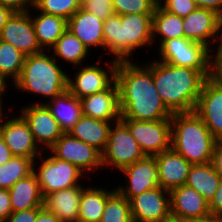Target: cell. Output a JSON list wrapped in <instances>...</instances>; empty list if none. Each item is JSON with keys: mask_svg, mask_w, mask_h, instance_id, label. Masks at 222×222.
I'll return each instance as SVG.
<instances>
[{"mask_svg": "<svg viewBox=\"0 0 222 222\" xmlns=\"http://www.w3.org/2000/svg\"><path fill=\"white\" fill-rule=\"evenodd\" d=\"M115 14H153L158 0H112Z\"/></svg>", "mask_w": 222, "mask_h": 222, "instance_id": "36", "label": "cell"}, {"mask_svg": "<svg viewBox=\"0 0 222 222\" xmlns=\"http://www.w3.org/2000/svg\"><path fill=\"white\" fill-rule=\"evenodd\" d=\"M64 133H69L83 116L80 99L68 90L44 103Z\"/></svg>", "mask_w": 222, "mask_h": 222, "instance_id": "26", "label": "cell"}, {"mask_svg": "<svg viewBox=\"0 0 222 222\" xmlns=\"http://www.w3.org/2000/svg\"><path fill=\"white\" fill-rule=\"evenodd\" d=\"M35 10L37 13L34 16L33 13ZM28 13L31 16L39 46L44 51H50L56 41L67 30V20L60 16L45 14L38 11L35 7H33Z\"/></svg>", "mask_w": 222, "mask_h": 222, "instance_id": "24", "label": "cell"}, {"mask_svg": "<svg viewBox=\"0 0 222 222\" xmlns=\"http://www.w3.org/2000/svg\"><path fill=\"white\" fill-rule=\"evenodd\" d=\"M217 17V12L198 7L183 18L184 37L203 43L212 50L211 44L214 45L216 38Z\"/></svg>", "mask_w": 222, "mask_h": 222, "instance_id": "22", "label": "cell"}, {"mask_svg": "<svg viewBox=\"0 0 222 222\" xmlns=\"http://www.w3.org/2000/svg\"><path fill=\"white\" fill-rule=\"evenodd\" d=\"M12 213L8 190L0 189V222L6 220Z\"/></svg>", "mask_w": 222, "mask_h": 222, "instance_id": "42", "label": "cell"}, {"mask_svg": "<svg viewBox=\"0 0 222 222\" xmlns=\"http://www.w3.org/2000/svg\"><path fill=\"white\" fill-rule=\"evenodd\" d=\"M13 157L12 152L6 146L4 139L0 134V165H3Z\"/></svg>", "mask_w": 222, "mask_h": 222, "instance_id": "47", "label": "cell"}, {"mask_svg": "<svg viewBox=\"0 0 222 222\" xmlns=\"http://www.w3.org/2000/svg\"><path fill=\"white\" fill-rule=\"evenodd\" d=\"M7 116L9 115L3 118L0 125V134L6 146L13 156L35 161L44 151L36 143L28 124L19 114Z\"/></svg>", "mask_w": 222, "mask_h": 222, "instance_id": "13", "label": "cell"}, {"mask_svg": "<svg viewBox=\"0 0 222 222\" xmlns=\"http://www.w3.org/2000/svg\"><path fill=\"white\" fill-rule=\"evenodd\" d=\"M25 57L12 44L0 40V75L11 86L20 76Z\"/></svg>", "mask_w": 222, "mask_h": 222, "instance_id": "32", "label": "cell"}, {"mask_svg": "<svg viewBox=\"0 0 222 222\" xmlns=\"http://www.w3.org/2000/svg\"><path fill=\"white\" fill-rule=\"evenodd\" d=\"M194 112L217 140L222 139V85L212 77L205 81Z\"/></svg>", "mask_w": 222, "mask_h": 222, "instance_id": "16", "label": "cell"}, {"mask_svg": "<svg viewBox=\"0 0 222 222\" xmlns=\"http://www.w3.org/2000/svg\"><path fill=\"white\" fill-rule=\"evenodd\" d=\"M129 202L133 222H166L171 219L170 193L160 186L132 197Z\"/></svg>", "mask_w": 222, "mask_h": 222, "instance_id": "14", "label": "cell"}, {"mask_svg": "<svg viewBox=\"0 0 222 222\" xmlns=\"http://www.w3.org/2000/svg\"><path fill=\"white\" fill-rule=\"evenodd\" d=\"M158 4L169 13L182 18L198 8L193 0H158Z\"/></svg>", "mask_w": 222, "mask_h": 222, "instance_id": "37", "label": "cell"}, {"mask_svg": "<svg viewBox=\"0 0 222 222\" xmlns=\"http://www.w3.org/2000/svg\"><path fill=\"white\" fill-rule=\"evenodd\" d=\"M4 96H6V95H0V125H1V122H2L3 118L6 115V113L4 114V112H7L4 109L6 107V106H4V102H3Z\"/></svg>", "mask_w": 222, "mask_h": 222, "instance_id": "52", "label": "cell"}, {"mask_svg": "<svg viewBox=\"0 0 222 222\" xmlns=\"http://www.w3.org/2000/svg\"><path fill=\"white\" fill-rule=\"evenodd\" d=\"M42 208H33L18 212H12L3 222H35L39 211Z\"/></svg>", "mask_w": 222, "mask_h": 222, "instance_id": "39", "label": "cell"}, {"mask_svg": "<svg viewBox=\"0 0 222 222\" xmlns=\"http://www.w3.org/2000/svg\"><path fill=\"white\" fill-rule=\"evenodd\" d=\"M50 53L57 61L67 62L66 64H71L74 67L83 65L84 61L86 63V58L91 55L81 40L69 29L56 41L55 45L50 49Z\"/></svg>", "mask_w": 222, "mask_h": 222, "instance_id": "31", "label": "cell"}, {"mask_svg": "<svg viewBox=\"0 0 222 222\" xmlns=\"http://www.w3.org/2000/svg\"><path fill=\"white\" fill-rule=\"evenodd\" d=\"M51 152V153H50ZM54 157L72 163L90 180V174L102 170V153L91 145L64 133L49 149ZM89 177V178H88Z\"/></svg>", "mask_w": 222, "mask_h": 222, "instance_id": "10", "label": "cell"}, {"mask_svg": "<svg viewBox=\"0 0 222 222\" xmlns=\"http://www.w3.org/2000/svg\"><path fill=\"white\" fill-rule=\"evenodd\" d=\"M33 164L30 158L13 156L0 165V189L9 190L18 180L31 174Z\"/></svg>", "mask_w": 222, "mask_h": 222, "instance_id": "33", "label": "cell"}, {"mask_svg": "<svg viewBox=\"0 0 222 222\" xmlns=\"http://www.w3.org/2000/svg\"><path fill=\"white\" fill-rule=\"evenodd\" d=\"M103 25L104 21L82 7L67 20V29L81 40L89 52L92 48L105 50Z\"/></svg>", "mask_w": 222, "mask_h": 222, "instance_id": "21", "label": "cell"}, {"mask_svg": "<svg viewBox=\"0 0 222 222\" xmlns=\"http://www.w3.org/2000/svg\"><path fill=\"white\" fill-rule=\"evenodd\" d=\"M110 61H104L103 67L101 66V59L93 63L94 65L84 64V66L75 67L76 72L74 75H68V91L78 99H81L110 88L116 82L118 66V61L113 58Z\"/></svg>", "mask_w": 222, "mask_h": 222, "instance_id": "9", "label": "cell"}, {"mask_svg": "<svg viewBox=\"0 0 222 222\" xmlns=\"http://www.w3.org/2000/svg\"><path fill=\"white\" fill-rule=\"evenodd\" d=\"M214 44L216 47H212L213 50H222V12L218 13L217 31H216V38H215Z\"/></svg>", "mask_w": 222, "mask_h": 222, "instance_id": "48", "label": "cell"}, {"mask_svg": "<svg viewBox=\"0 0 222 222\" xmlns=\"http://www.w3.org/2000/svg\"><path fill=\"white\" fill-rule=\"evenodd\" d=\"M83 115L94 119L114 123L121 119L118 85L80 99Z\"/></svg>", "mask_w": 222, "mask_h": 222, "instance_id": "19", "label": "cell"}, {"mask_svg": "<svg viewBox=\"0 0 222 222\" xmlns=\"http://www.w3.org/2000/svg\"><path fill=\"white\" fill-rule=\"evenodd\" d=\"M211 163L216 172L222 177V139L216 140Z\"/></svg>", "mask_w": 222, "mask_h": 222, "instance_id": "44", "label": "cell"}, {"mask_svg": "<svg viewBox=\"0 0 222 222\" xmlns=\"http://www.w3.org/2000/svg\"><path fill=\"white\" fill-rule=\"evenodd\" d=\"M34 7L45 14L60 16L66 20L81 8L77 0H35Z\"/></svg>", "mask_w": 222, "mask_h": 222, "instance_id": "35", "label": "cell"}, {"mask_svg": "<svg viewBox=\"0 0 222 222\" xmlns=\"http://www.w3.org/2000/svg\"><path fill=\"white\" fill-rule=\"evenodd\" d=\"M181 37H184L183 18L169 13L157 4L152 16L153 45L155 43L159 47L166 40Z\"/></svg>", "mask_w": 222, "mask_h": 222, "instance_id": "29", "label": "cell"}, {"mask_svg": "<svg viewBox=\"0 0 222 222\" xmlns=\"http://www.w3.org/2000/svg\"><path fill=\"white\" fill-rule=\"evenodd\" d=\"M8 192L12 212L44 207V197L34 172L18 180Z\"/></svg>", "mask_w": 222, "mask_h": 222, "instance_id": "25", "label": "cell"}, {"mask_svg": "<svg viewBox=\"0 0 222 222\" xmlns=\"http://www.w3.org/2000/svg\"><path fill=\"white\" fill-rule=\"evenodd\" d=\"M209 210L212 215L222 218V177L216 193L209 202Z\"/></svg>", "mask_w": 222, "mask_h": 222, "instance_id": "43", "label": "cell"}, {"mask_svg": "<svg viewBox=\"0 0 222 222\" xmlns=\"http://www.w3.org/2000/svg\"><path fill=\"white\" fill-rule=\"evenodd\" d=\"M0 5L13 12H29L35 5V0H0Z\"/></svg>", "mask_w": 222, "mask_h": 222, "instance_id": "40", "label": "cell"}, {"mask_svg": "<svg viewBox=\"0 0 222 222\" xmlns=\"http://www.w3.org/2000/svg\"><path fill=\"white\" fill-rule=\"evenodd\" d=\"M183 222H222V218L210 214L202 218L187 219V220H184Z\"/></svg>", "mask_w": 222, "mask_h": 222, "instance_id": "50", "label": "cell"}, {"mask_svg": "<svg viewBox=\"0 0 222 222\" xmlns=\"http://www.w3.org/2000/svg\"><path fill=\"white\" fill-rule=\"evenodd\" d=\"M221 176L211 162L191 165L186 185L201 194L209 203L216 193Z\"/></svg>", "mask_w": 222, "mask_h": 222, "instance_id": "30", "label": "cell"}, {"mask_svg": "<svg viewBox=\"0 0 222 222\" xmlns=\"http://www.w3.org/2000/svg\"><path fill=\"white\" fill-rule=\"evenodd\" d=\"M100 222H133L130 202L117 190L108 197Z\"/></svg>", "mask_w": 222, "mask_h": 222, "instance_id": "34", "label": "cell"}, {"mask_svg": "<svg viewBox=\"0 0 222 222\" xmlns=\"http://www.w3.org/2000/svg\"><path fill=\"white\" fill-rule=\"evenodd\" d=\"M152 76L155 88L172 113L194 111L203 85L208 79L202 72L152 61Z\"/></svg>", "mask_w": 222, "mask_h": 222, "instance_id": "2", "label": "cell"}, {"mask_svg": "<svg viewBox=\"0 0 222 222\" xmlns=\"http://www.w3.org/2000/svg\"><path fill=\"white\" fill-rule=\"evenodd\" d=\"M13 13L14 12L11 9L0 5V32Z\"/></svg>", "mask_w": 222, "mask_h": 222, "instance_id": "49", "label": "cell"}, {"mask_svg": "<svg viewBox=\"0 0 222 222\" xmlns=\"http://www.w3.org/2000/svg\"><path fill=\"white\" fill-rule=\"evenodd\" d=\"M171 219L184 221L210 215L209 203L190 186L184 184L170 192Z\"/></svg>", "mask_w": 222, "mask_h": 222, "instance_id": "18", "label": "cell"}, {"mask_svg": "<svg viewBox=\"0 0 222 222\" xmlns=\"http://www.w3.org/2000/svg\"><path fill=\"white\" fill-rule=\"evenodd\" d=\"M144 157L145 154L127 125L121 119L112 123L106 147L102 152V167L115 168L119 172Z\"/></svg>", "mask_w": 222, "mask_h": 222, "instance_id": "8", "label": "cell"}, {"mask_svg": "<svg viewBox=\"0 0 222 222\" xmlns=\"http://www.w3.org/2000/svg\"><path fill=\"white\" fill-rule=\"evenodd\" d=\"M211 53V77L222 85V50H211Z\"/></svg>", "mask_w": 222, "mask_h": 222, "instance_id": "41", "label": "cell"}, {"mask_svg": "<svg viewBox=\"0 0 222 222\" xmlns=\"http://www.w3.org/2000/svg\"><path fill=\"white\" fill-rule=\"evenodd\" d=\"M35 222H61L53 213L49 212L46 208H42L35 220Z\"/></svg>", "mask_w": 222, "mask_h": 222, "instance_id": "46", "label": "cell"}, {"mask_svg": "<svg viewBox=\"0 0 222 222\" xmlns=\"http://www.w3.org/2000/svg\"><path fill=\"white\" fill-rule=\"evenodd\" d=\"M33 172L37 177L43 197L55 191L81 185L79 181L87 177L72 163L60 160L52 154L46 155L44 152L34 161Z\"/></svg>", "mask_w": 222, "mask_h": 222, "instance_id": "7", "label": "cell"}, {"mask_svg": "<svg viewBox=\"0 0 222 222\" xmlns=\"http://www.w3.org/2000/svg\"><path fill=\"white\" fill-rule=\"evenodd\" d=\"M82 8L102 21L114 14L112 0H89Z\"/></svg>", "mask_w": 222, "mask_h": 222, "instance_id": "38", "label": "cell"}, {"mask_svg": "<svg viewBox=\"0 0 222 222\" xmlns=\"http://www.w3.org/2000/svg\"><path fill=\"white\" fill-rule=\"evenodd\" d=\"M89 0H77V2L79 3V5L82 7L86 2H88Z\"/></svg>", "mask_w": 222, "mask_h": 222, "instance_id": "53", "label": "cell"}, {"mask_svg": "<svg viewBox=\"0 0 222 222\" xmlns=\"http://www.w3.org/2000/svg\"><path fill=\"white\" fill-rule=\"evenodd\" d=\"M152 16L114 13L107 17L103 25L105 51L118 62L134 61L137 50L153 45Z\"/></svg>", "mask_w": 222, "mask_h": 222, "instance_id": "3", "label": "cell"}, {"mask_svg": "<svg viewBox=\"0 0 222 222\" xmlns=\"http://www.w3.org/2000/svg\"><path fill=\"white\" fill-rule=\"evenodd\" d=\"M216 140L194 111L173 113L171 148L192 165L211 162Z\"/></svg>", "mask_w": 222, "mask_h": 222, "instance_id": "5", "label": "cell"}, {"mask_svg": "<svg viewBox=\"0 0 222 222\" xmlns=\"http://www.w3.org/2000/svg\"><path fill=\"white\" fill-rule=\"evenodd\" d=\"M58 64L50 51L27 55L20 76L11 87L45 98V102L39 101L44 104L68 90V71Z\"/></svg>", "mask_w": 222, "mask_h": 222, "instance_id": "4", "label": "cell"}, {"mask_svg": "<svg viewBox=\"0 0 222 222\" xmlns=\"http://www.w3.org/2000/svg\"><path fill=\"white\" fill-rule=\"evenodd\" d=\"M145 156H156L171 148V119L140 121L121 118Z\"/></svg>", "mask_w": 222, "mask_h": 222, "instance_id": "11", "label": "cell"}, {"mask_svg": "<svg viewBox=\"0 0 222 222\" xmlns=\"http://www.w3.org/2000/svg\"><path fill=\"white\" fill-rule=\"evenodd\" d=\"M115 190L85 186L81 193L78 222H100L107 199Z\"/></svg>", "mask_w": 222, "mask_h": 222, "instance_id": "28", "label": "cell"}, {"mask_svg": "<svg viewBox=\"0 0 222 222\" xmlns=\"http://www.w3.org/2000/svg\"><path fill=\"white\" fill-rule=\"evenodd\" d=\"M111 126V122L83 115L69 131V134L102 153L106 147Z\"/></svg>", "mask_w": 222, "mask_h": 222, "instance_id": "27", "label": "cell"}, {"mask_svg": "<svg viewBox=\"0 0 222 222\" xmlns=\"http://www.w3.org/2000/svg\"><path fill=\"white\" fill-rule=\"evenodd\" d=\"M160 187L167 191L182 186L187 181L191 163L172 148L155 156Z\"/></svg>", "mask_w": 222, "mask_h": 222, "instance_id": "20", "label": "cell"}, {"mask_svg": "<svg viewBox=\"0 0 222 222\" xmlns=\"http://www.w3.org/2000/svg\"><path fill=\"white\" fill-rule=\"evenodd\" d=\"M9 84L6 80L0 75V95H5L9 90ZM7 91V92H6Z\"/></svg>", "mask_w": 222, "mask_h": 222, "instance_id": "51", "label": "cell"}, {"mask_svg": "<svg viewBox=\"0 0 222 222\" xmlns=\"http://www.w3.org/2000/svg\"><path fill=\"white\" fill-rule=\"evenodd\" d=\"M158 59L178 67H188L211 77V49L185 37L164 41L158 48Z\"/></svg>", "mask_w": 222, "mask_h": 222, "instance_id": "6", "label": "cell"}, {"mask_svg": "<svg viewBox=\"0 0 222 222\" xmlns=\"http://www.w3.org/2000/svg\"><path fill=\"white\" fill-rule=\"evenodd\" d=\"M20 116L28 124L39 147L48 150L64 132L45 104L31 102L20 107Z\"/></svg>", "mask_w": 222, "mask_h": 222, "instance_id": "12", "label": "cell"}, {"mask_svg": "<svg viewBox=\"0 0 222 222\" xmlns=\"http://www.w3.org/2000/svg\"><path fill=\"white\" fill-rule=\"evenodd\" d=\"M0 40L12 44L24 55L42 52L31 16L28 12H14L0 32Z\"/></svg>", "mask_w": 222, "mask_h": 222, "instance_id": "17", "label": "cell"}, {"mask_svg": "<svg viewBox=\"0 0 222 222\" xmlns=\"http://www.w3.org/2000/svg\"><path fill=\"white\" fill-rule=\"evenodd\" d=\"M125 176L127 184L115 189L128 201L146 190L159 187L158 168L155 156H145L143 159L121 169L119 173Z\"/></svg>", "mask_w": 222, "mask_h": 222, "instance_id": "15", "label": "cell"}, {"mask_svg": "<svg viewBox=\"0 0 222 222\" xmlns=\"http://www.w3.org/2000/svg\"><path fill=\"white\" fill-rule=\"evenodd\" d=\"M198 7L210 9L217 13L222 12V0H193Z\"/></svg>", "mask_w": 222, "mask_h": 222, "instance_id": "45", "label": "cell"}, {"mask_svg": "<svg viewBox=\"0 0 222 222\" xmlns=\"http://www.w3.org/2000/svg\"><path fill=\"white\" fill-rule=\"evenodd\" d=\"M166 222H183V221H178V220L170 219V220H168Z\"/></svg>", "mask_w": 222, "mask_h": 222, "instance_id": "54", "label": "cell"}, {"mask_svg": "<svg viewBox=\"0 0 222 222\" xmlns=\"http://www.w3.org/2000/svg\"><path fill=\"white\" fill-rule=\"evenodd\" d=\"M138 61H119L116 83L119 89L121 118L140 121L171 119L167 108L155 88L152 60L146 64ZM143 65V66H142Z\"/></svg>", "mask_w": 222, "mask_h": 222, "instance_id": "1", "label": "cell"}, {"mask_svg": "<svg viewBox=\"0 0 222 222\" xmlns=\"http://www.w3.org/2000/svg\"><path fill=\"white\" fill-rule=\"evenodd\" d=\"M85 184L49 193L44 197V208L61 222H78L81 193Z\"/></svg>", "mask_w": 222, "mask_h": 222, "instance_id": "23", "label": "cell"}]
</instances>
